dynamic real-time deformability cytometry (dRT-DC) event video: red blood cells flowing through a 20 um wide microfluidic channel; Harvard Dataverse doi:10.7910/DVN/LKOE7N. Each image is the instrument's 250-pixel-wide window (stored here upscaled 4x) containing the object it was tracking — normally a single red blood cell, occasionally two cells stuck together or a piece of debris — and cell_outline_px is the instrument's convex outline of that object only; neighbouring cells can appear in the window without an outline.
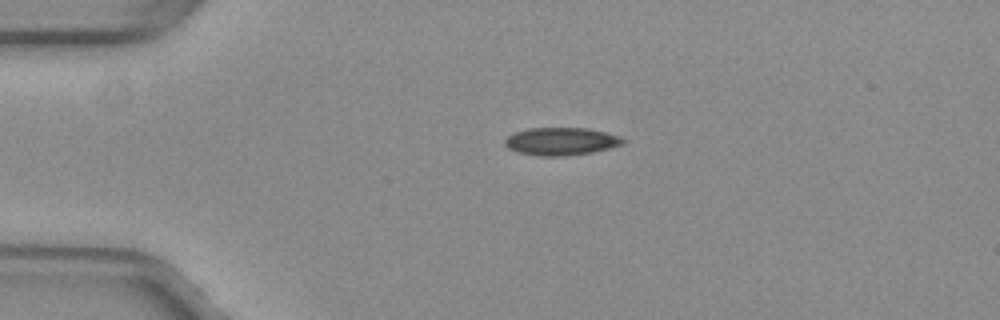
{"species": "common noctule bat (a hibernating species)", "species_latin": "Nyctalus noctula", "temperature_condition": "warm", "stored_images_in_passage": 41, "camera_frame_rate_fps": 3000, "um_per_image_px": 0.085, "animal": {"sex": "female", "body_mass_g": 29.2, "forearm_length_mm": 56.3}, "frame": {"image": 1, "passage_image": 1, "time_ms": 0.0, "image_size_px": [1000, 320], "cell_outline_px": [[628, 140], [624, 144], [592, 152], [564, 156], [540, 156], [516, 152], [508, 148], [504, 144], [504, 140], [508, 136], [516, 132], [528, 128], [588, 128], [620, 136]], "centroid_in_image_um": [47.7, 12.02], "position_along_channel_um": 37.3, "area_um2": 19.13}}
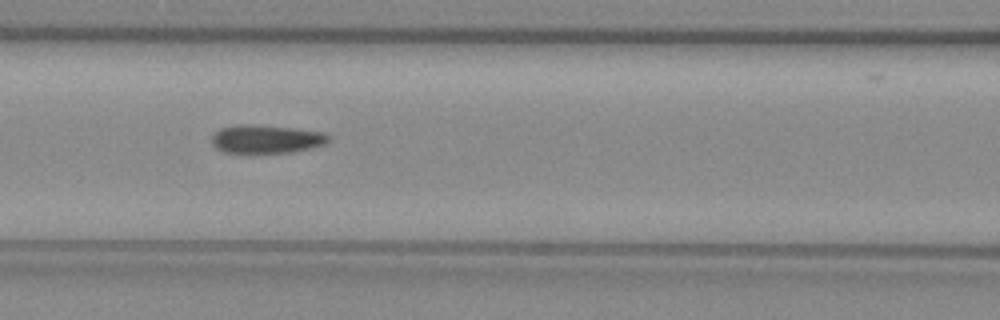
{"frame": {"image": 2, "passage_image": 12, "time_ms": 3.667, "image_size_px": [1000, 320], "cell_outline_px": [[332, 136], [324, 144], [312, 148], [292, 152], [224, 152], [216, 148], [212, 144], [212, 136], [220, 128], [240, 124], [252, 124], [292, 128], [324, 132]], "centroid_in_image_um": [22.65, 11.81], "position_along_channel_um": 144.0, "area_um2": 19.19}}
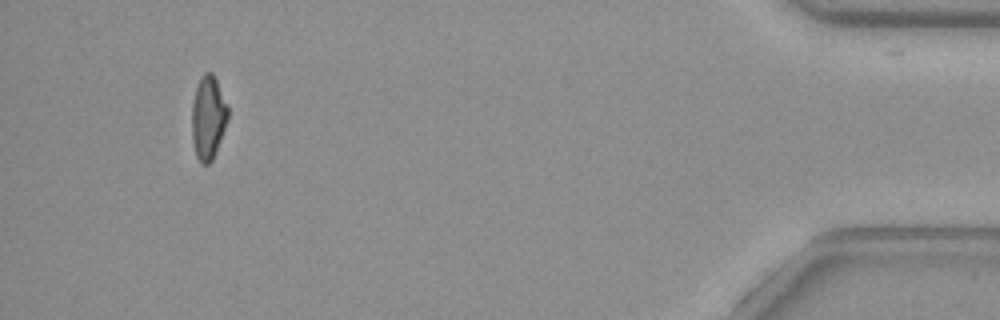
{"frame": {"image": 3, "passage_image": 38, "time_ms": 12.333, "image_size_px": [1000, 320], "cell_outline_px": [[228, 120], [212, 160], [208, 164], [200, 164], [196, 156], [192, 140], [192, 104], [196, 88], [200, 76], [204, 72], [212, 72], [228, 104]], "centroid_in_image_um": [17.69, 9.99], "position_along_channel_um": 417.5, "area_um2": 17.63}, "authors_computed_cell_mechanics": {"area_um2": 19.3052, "velocity_mm_per_s": 3.9997, "shape_relaxation_time_tau1_ms": null, "shape_relaxation_time_tau2_ms": 3.6411, "deformation_change_tau1": null, "deformation_change_tau2": 0.1201}}